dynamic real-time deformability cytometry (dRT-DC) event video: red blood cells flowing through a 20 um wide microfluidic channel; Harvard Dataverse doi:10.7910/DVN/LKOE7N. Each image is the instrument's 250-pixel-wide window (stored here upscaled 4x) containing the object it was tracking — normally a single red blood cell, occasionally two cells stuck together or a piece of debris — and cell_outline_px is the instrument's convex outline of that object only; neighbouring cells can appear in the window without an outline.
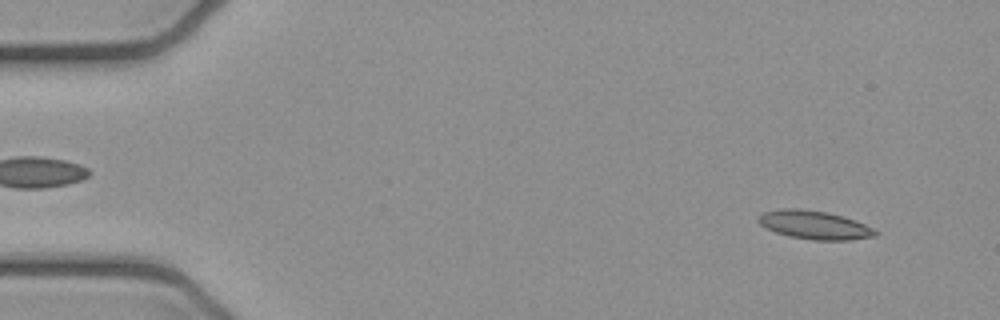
{"species": "common noctule bat (a hibernating species)", "species_latin": "Nyctalus noctula", "temperature_condition": "cold", "stored_images_in_passage": 5, "camera_frame_rate_fps": 3000, "um_per_image_px": 0.085, "animal": {"sex": "female", "body_mass_g": 21.9}, "frame": {"image": 1, "passage_image": 1, "time_ms": 0.0, "image_size_px": [1000, 320], "cell_outline_px": [[880, 232], [876, 236], [848, 240], [812, 240], [788, 236], [776, 232], [760, 224], [756, 220], [764, 212], [780, 208], [800, 208], [828, 212], [856, 220]], "centroid_in_image_um": [69.24, 19.12], "position_along_channel_um": 15.8, "area_um2": 19.48}}